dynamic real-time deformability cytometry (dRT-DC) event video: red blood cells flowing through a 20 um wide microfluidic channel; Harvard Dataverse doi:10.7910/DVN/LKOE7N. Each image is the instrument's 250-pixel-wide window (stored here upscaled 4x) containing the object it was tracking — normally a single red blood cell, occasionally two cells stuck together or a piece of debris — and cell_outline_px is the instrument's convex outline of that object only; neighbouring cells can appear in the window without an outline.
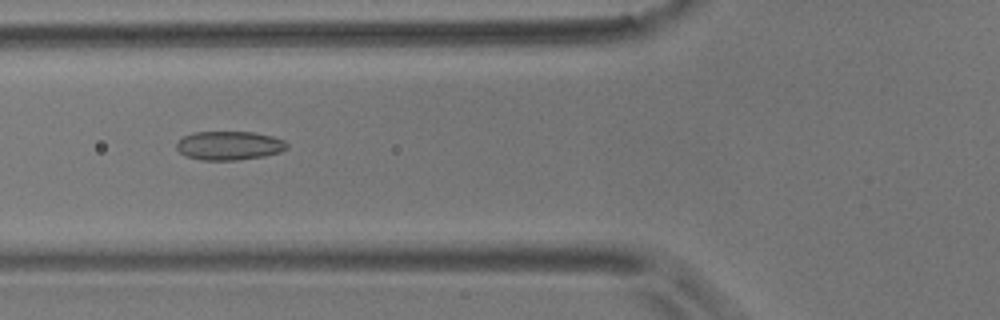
{"species": "common noctule bat (a hibernating species)", "species_latin": "Nyctalus noctula", "temperature_condition": "room temperature", "stored_images_in_passage": 9, "camera_frame_rate_fps": 3000, "um_per_image_px": 0.085, "animal": {"sex": "male", "body_mass_g": 17.9}, "frame": {"image": 1, "passage_image": 4, "time_ms": 1.0, "image_size_px": [1000, 320], "cell_outline_px": [[288, 148], [280, 152], [264, 156], [236, 160], [200, 160], [184, 156], [176, 148], [176, 144], [184, 136], [192, 132], [252, 132], [272, 136], [284, 140], [288, 144]], "centroid_in_image_um": [19.48, 12.38], "position_along_channel_um": 106.3, "area_um2": 18.61}}
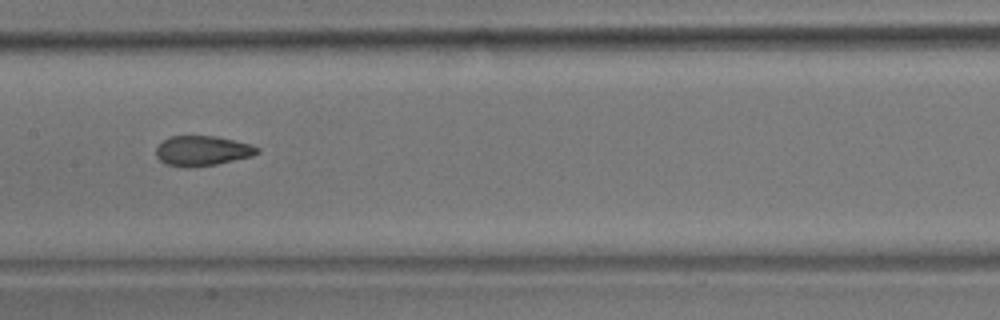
{"frame": {"image": 2, "passage_image": 6, "time_ms": 1.667, "image_size_px": [1000, 320], "cell_outline_px": [[260, 152], [252, 156], [216, 164], [188, 168], [184, 168], [164, 164], [156, 156], [156, 148], [164, 140], [172, 136], [216, 136], [252, 144], [260, 148]], "centroid_in_image_um": [17.21, 12.83], "position_along_channel_um": 190.2, "area_um2": 17.8}}
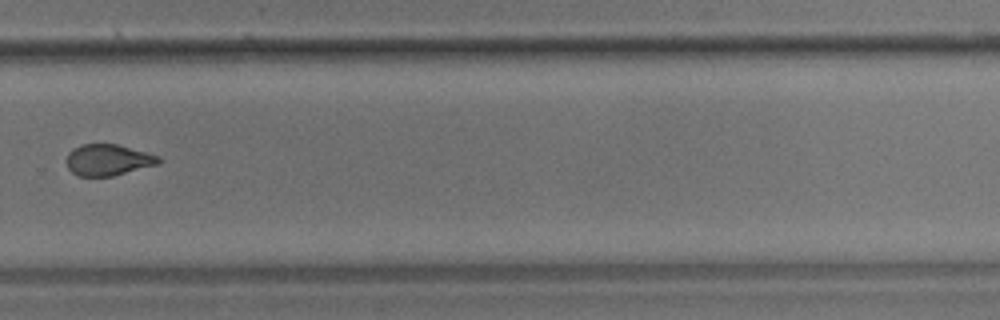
{"frame": {"image": 3, "passage_image": 9, "time_ms": 2.667, "image_size_px": [1000, 320], "cell_outline_px": [[160, 164], [112, 176], [76, 176], [68, 168], [68, 152], [72, 148], [80, 144], [116, 144], [160, 156]], "centroid_in_image_um": [9.18, 13.59], "position_along_channel_um": 320.6, "area_um2": 16.76}}